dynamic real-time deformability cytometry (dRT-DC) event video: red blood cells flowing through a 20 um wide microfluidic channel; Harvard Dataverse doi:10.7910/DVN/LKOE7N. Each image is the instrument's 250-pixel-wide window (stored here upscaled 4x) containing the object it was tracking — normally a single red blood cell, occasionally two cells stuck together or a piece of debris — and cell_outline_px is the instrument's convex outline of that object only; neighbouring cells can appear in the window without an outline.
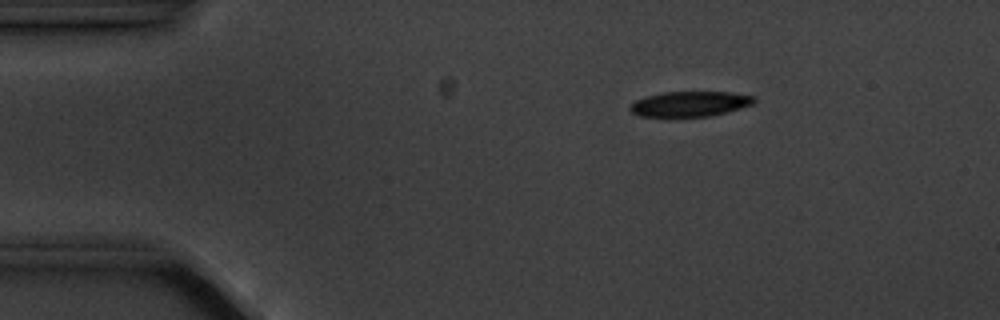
{"species": "common noctule bat (a hibernating species)", "species_latin": "Nyctalus noctula", "temperature_condition": "cold", "stored_images_in_passage": 5, "camera_frame_rate_fps": 3000, "um_per_image_px": 0.085, "animal": {"sex": "male", "body_mass_g": 20.1, "forearm_length_mm": 53.5}, "frame": {"image": 1, "passage_image": 3, "time_ms": 2.333, "image_size_px": [1000, 320], "cell_outline_px": [[756, 100], [752, 104], [740, 108], [712, 116], [640, 116], [632, 112], [628, 108], [636, 100], [648, 96], [664, 92], [732, 92], [756, 96]], "centroid_in_image_um": [58.69, 8.82], "position_along_channel_um": 26.3, "area_um2": 18.03}}